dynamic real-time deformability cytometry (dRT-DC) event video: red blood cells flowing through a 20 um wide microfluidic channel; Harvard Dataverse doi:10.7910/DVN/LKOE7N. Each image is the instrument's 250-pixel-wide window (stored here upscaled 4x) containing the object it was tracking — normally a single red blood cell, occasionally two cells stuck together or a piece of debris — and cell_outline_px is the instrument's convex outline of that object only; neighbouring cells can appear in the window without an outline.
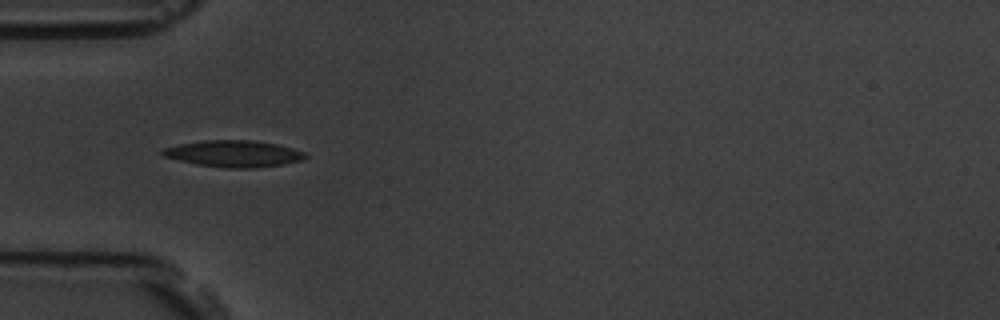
{"species": "common noctule bat (a hibernating species)", "species_latin": "Nyctalus noctula", "temperature_condition": "room temperature", "stored_images_in_passage": 7, "camera_frame_rate_fps": 3000, "um_per_image_px": 0.085, "animal": {"sex": "male", "body_mass_g": 19.5, "forearm_length_mm": 54.6}, "frame": {"image": 1, "passage_image": 6, "time_ms": 5.667, "image_size_px": [1000, 320], "cell_outline_px": [[308, 156], [304, 160], [284, 164], [256, 168], [228, 168], [196, 164], [164, 156], [160, 152], [164, 148], [180, 144], [204, 140], [252, 140], [276, 144], [292, 148], [304, 152]], "centroid_in_image_um": [19.91, 13.06], "position_along_channel_um": 65.1, "area_um2": 22.02}}
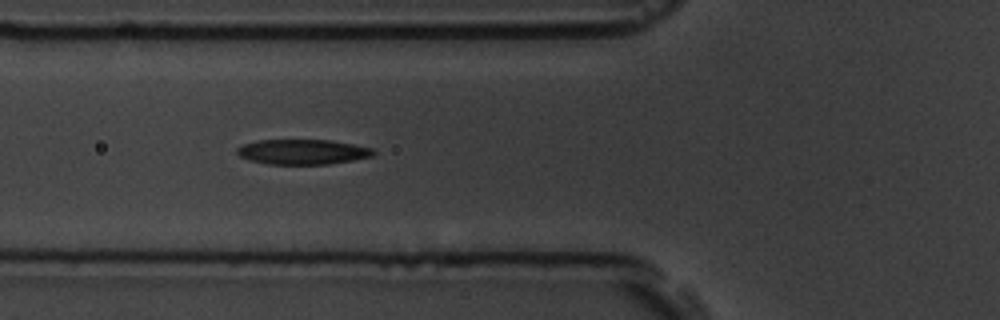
{"frame": {"image": 2, "passage_image": 7, "time_ms": 6.667, "image_size_px": [1000, 320], "cell_outline_px": [[376, 152], [372, 156], [352, 160], [328, 164], [268, 164], [248, 160], [240, 156], [236, 152], [236, 148], [244, 144], [256, 140], [332, 140], [372, 148]], "centroid_in_image_um": [25.7, 12.9], "position_along_channel_um": 100.1, "area_um2": 19.88}}